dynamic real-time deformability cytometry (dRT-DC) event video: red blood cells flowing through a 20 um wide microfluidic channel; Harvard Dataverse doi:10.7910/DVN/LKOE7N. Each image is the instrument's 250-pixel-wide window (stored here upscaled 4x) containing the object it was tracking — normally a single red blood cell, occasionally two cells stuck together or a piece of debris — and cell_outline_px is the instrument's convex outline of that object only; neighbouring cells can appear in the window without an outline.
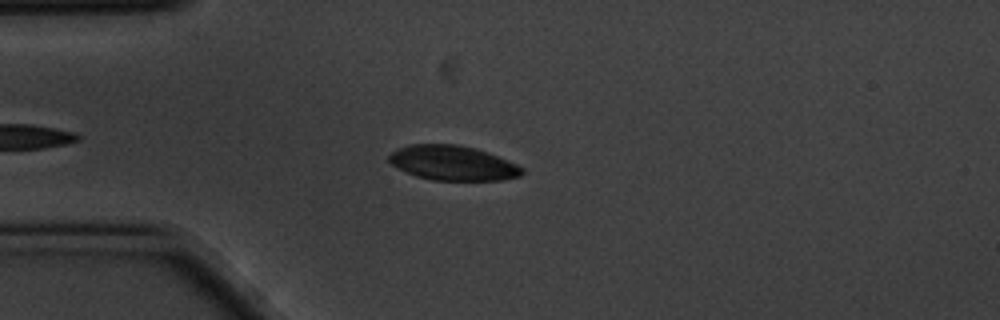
{"species": "common noctule bat (a hibernating species)", "species_latin": "Nyctalus noctula", "temperature_condition": "cold", "stored_images_in_passage": 48, "camera_frame_rate_fps": 3000, "um_per_image_px": 0.085, "animal": {"sex": "male", "body_mass_g": 20.1, "forearm_length_mm": 53.5}, "frame": {"image": 1, "passage_image": 9, "time_ms": 2.667, "image_size_px": [1000, 320], "cell_outline_px": [[524, 172], [520, 176], [500, 180], [432, 180], [416, 176], [392, 164], [388, 160], [388, 156], [396, 148], [408, 144], [460, 144], [476, 148], [488, 152], [516, 164], [524, 168]], "centroid_in_image_um": [38.49, 13.84], "position_along_channel_um": 46.5, "area_um2": 26.93}}
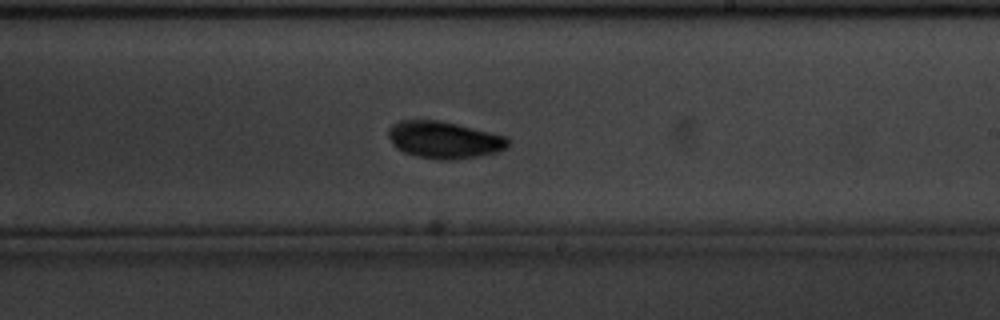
{"frame": {"image": 2, "passage_image": 28, "time_ms": 9.0, "image_size_px": [1000, 320], "cell_outline_px": [[508, 144], [504, 148], [496, 152], [476, 156], [452, 160], [440, 160], [416, 156], [404, 152], [396, 148], [392, 144], [388, 136], [388, 128], [392, 124], [400, 120], [440, 120], [508, 136]], "centroid_in_image_um": [37.71, 11.88], "position_along_channel_um": 251.3, "area_um2": 25.84}}
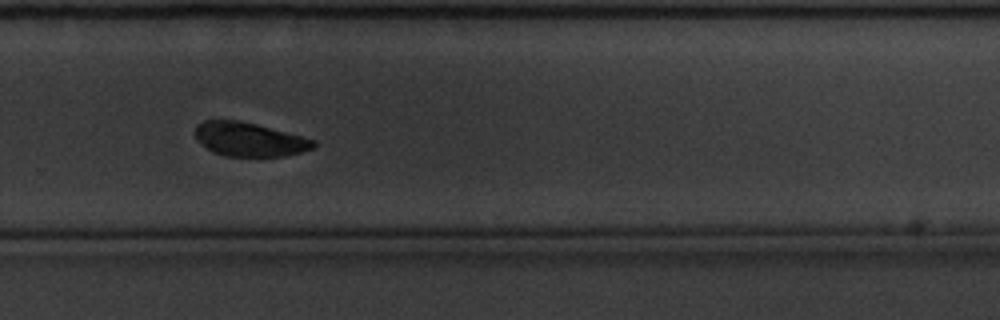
{"frame": {"image": 3, "passage_image": 33, "time_ms": 10.667, "image_size_px": [1000, 320], "cell_outline_px": [[316, 144], [312, 148], [300, 152], [284, 156], [224, 156], [212, 152], [196, 140], [196, 124], [204, 120], [236, 120], [256, 124], [316, 140]], "centroid_in_image_um": [21.15, 11.85], "position_along_channel_um": 308.6, "area_um2": 23.24}, "authors_computed_cell_mechanics": {"area_um2": 25.6632, "velocity_mm_per_s": 3.4539, "shape_relaxation_time_tau1_ms": 2.7654, "shape_relaxation_time_tau2_ms": 7.4015, "deformation_change_tau1": 0.1125, "deformation_change_tau2": 0.1056}}